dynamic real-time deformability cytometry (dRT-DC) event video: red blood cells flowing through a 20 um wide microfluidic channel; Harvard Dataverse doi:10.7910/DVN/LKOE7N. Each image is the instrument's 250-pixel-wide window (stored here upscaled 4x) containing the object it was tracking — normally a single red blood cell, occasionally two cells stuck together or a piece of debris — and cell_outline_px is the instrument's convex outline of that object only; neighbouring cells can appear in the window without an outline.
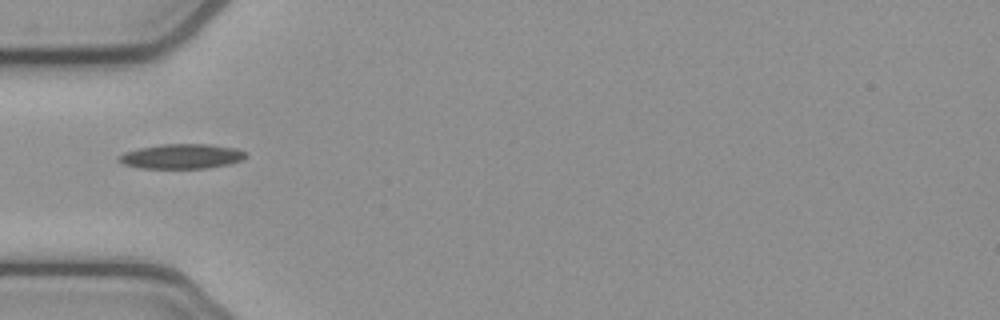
{"species": "common noctule bat (a hibernating species)", "species_latin": "Nyctalus noctula", "temperature_condition": "cold", "stored_images_in_passage": 3, "camera_frame_rate_fps": 3000, "um_per_image_px": 0.085, "animal": {"sex": "female", "body_mass_g": 21.9}, "frame": {"image": 1, "passage_image": 3, "time_ms": 0.667, "image_size_px": [1000, 320], "cell_outline_px": [[248, 156], [244, 160], [228, 164], [208, 168], [136, 168], [124, 164], [116, 160], [124, 152], [140, 148], [160, 144], [208, 144], [236, 148], [248, 152]], "centroid_in_image_um": [15.48, 13.29], "position_along_channel_um": 69.5, "area_um2": 18.5}}